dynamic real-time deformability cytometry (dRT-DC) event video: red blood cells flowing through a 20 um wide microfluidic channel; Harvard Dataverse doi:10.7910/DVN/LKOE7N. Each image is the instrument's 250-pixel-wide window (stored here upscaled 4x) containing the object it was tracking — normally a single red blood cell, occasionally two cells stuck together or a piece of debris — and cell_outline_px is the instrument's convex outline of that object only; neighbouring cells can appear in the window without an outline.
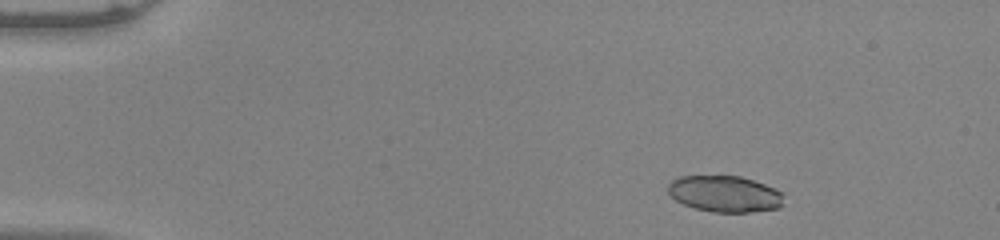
{"species": "common noctule bat (a hibernating species)", "species_latin": "Nyctalus noctula", "temperature_condition": "warm", "stored_images_in_passage": 46, "camera_frame_rate_fps": 3000, "um_per_image_px": 0.085, "animal": {"sex": "male", "body_mass_g": 20.0, "forearm_length_mm": 53.3}, "frame": {"image": 1, "passage_image": 2, "time_ms": 0.333, "image_size_px": [1000, 240], "cell_outline_px": [[784, 204], [780, 208], [748, 212], [712, 212], [696, 208], [684, 204], [676, 200], [668, 192], [668, 184], [672, 180], [680, 176], [740, 176], [776, 188], [784, 192]], "centroid_in_image_um": [61.66, 16.48], "position_along_channel_um": 23.3, "area_um2": 24.62}}
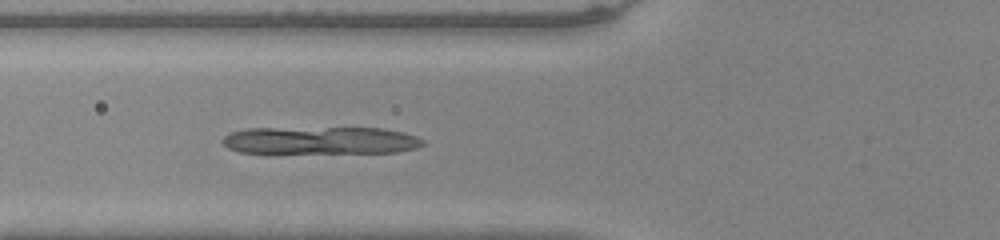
{"frame": {"image": 2, "passage_image": 15, "time_ms": 4.667, "image_size_px": [1000, 240], "cell_outline_px": [[424, 144], [416, 148], [396, 152], [240, 152], [228, 148], [220, 140], [224, 136], [232, 132], [248, 128], [384, 128], [404, 132], [416, 136], [424, 140]], "centroid_in_image_um": [27.26, 11.92], "position_along_channel_um": 98.5, "area_um2": 31.85}}
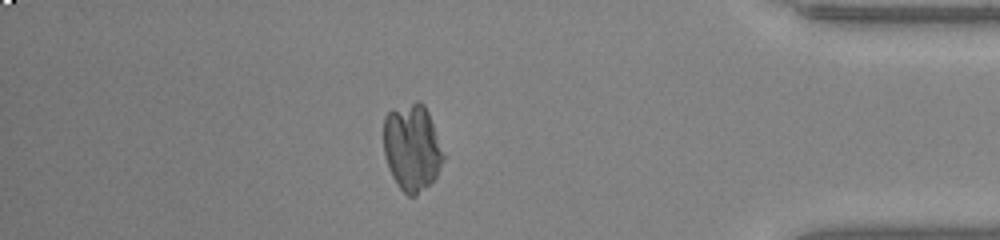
{"frame": {"image": 3, "passage_image": 40, "time_ms": 13.0, "image_size_px": [1000, 240], "cell_outline_px": [[444, 160], [436, 176], [416, 196], [408, 196], [396, 184], [388, 168], [384, 156], [384, 116], [392, 108], [416, 100], [420, 100], [424, 104], [428, 112], [444, 156]], "centroid_in_image_um": [34.99, 12.51], "position_along_channel_um": 400.2, "area_um2": 30.29}}